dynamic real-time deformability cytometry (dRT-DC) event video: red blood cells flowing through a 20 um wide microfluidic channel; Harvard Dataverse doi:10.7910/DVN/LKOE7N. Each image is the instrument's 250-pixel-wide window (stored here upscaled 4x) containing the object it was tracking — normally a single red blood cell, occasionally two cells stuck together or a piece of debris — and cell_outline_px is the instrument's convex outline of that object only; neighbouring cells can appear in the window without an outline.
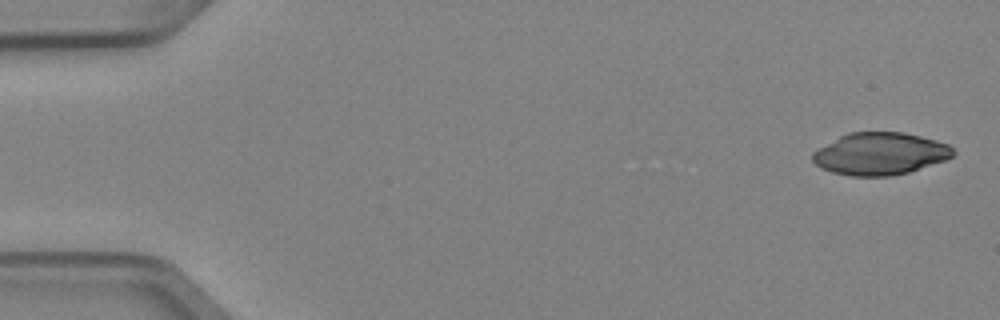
{"species": "Egyptian fruit bat (a non-hibernating species)", "species_latin": "Rousettus aegyptiacus", "temperature_condition": "cold", "stored_images_in_passage": 5, "camera_frame_rate_fps": 3000, "um_per_image_px": 0.085, "animal": {"sex": "female"}, "frame": {"image": 1, "passage_image": 1, "time_ms": 0.0, "image_size_px": [1000, 320], "cell_outline_px": [[956, 152], [952, 156], [944, 160], [908, 172], [892, 176], [852, 176], [832, 172], [820, 168], [812, 160], [812, 152], [840, 136], [848, 132], [904, 132], [936, 140], [948, 144]], "centroid_in_image_um": [74.79, 13.06], "position_along_channel_um": 10.2, "area_um2": 34.51}}